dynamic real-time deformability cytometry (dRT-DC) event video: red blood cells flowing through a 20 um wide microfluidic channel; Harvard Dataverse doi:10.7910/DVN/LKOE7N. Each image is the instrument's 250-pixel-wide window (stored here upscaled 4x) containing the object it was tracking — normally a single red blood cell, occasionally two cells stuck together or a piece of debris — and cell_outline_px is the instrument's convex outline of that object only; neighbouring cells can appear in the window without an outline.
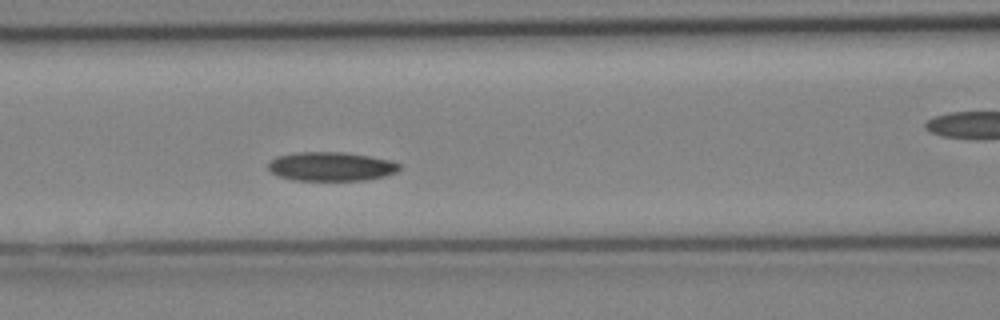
{"species": "Egyptian fruit bat (a non-hibernating species)", "species_latin": "Rousettus aegyptiacus", "temperature_condition": "cold", "stored_images_in_passage": 14, "camera_frame_rate_fps": 3000, "um_per_image_px": 0.085, "animal": {"sex": "female"}, "frame": {"image": 1, "passage_image": 5, "time_ms": 1.333, "image_size_px": [1000, 320], "cell_outline_px": [[400, 168], [396, 172], [384, 176], [368, 180], [296, 180], [280, 176], [272, 172], [268, 168], [268, 164], [276, 156], [296, 152], [344, 152], [392, 160], [400, 164]], "centroid_in_image_um": [28.16, 14.14], "position_along_channel_um": 138.4, "area_um2": 22.08}}
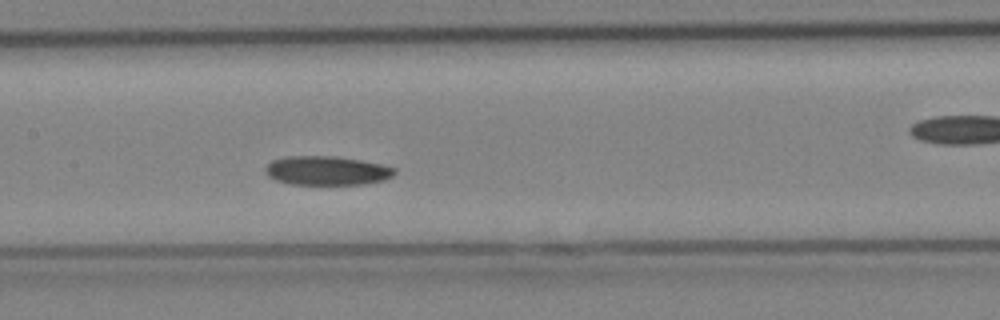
{"frame": {"image": 2, "passage_image": 7, "time_ms": 2.0, "image_size_px": [1000, 320], "cell_outline_px": [[396, 172], [392, 176], [384, 180], [364, 184], [292, 184], [276, 180], [268, 176], [264, 172], [264, 168], [272, 160], [288, 156], [336, 156], [360, 160], [380, 164], [396, 168]], "centroid_in_image_um": [27.77, 14.5], "position_along_channel_um": 179.6, "area_um2": 21.85}}
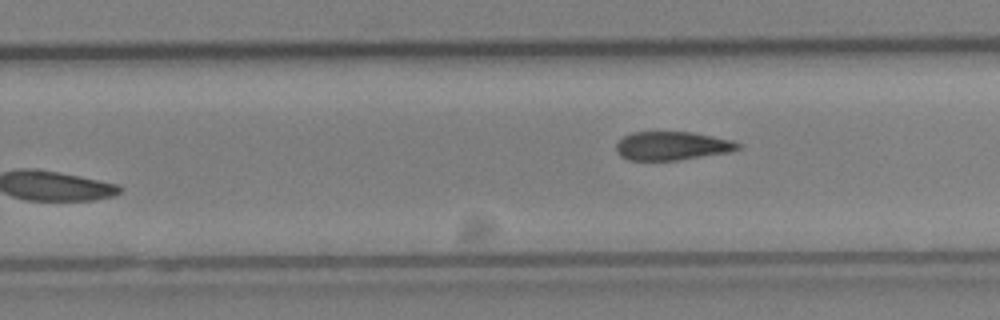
{"frame": {"image": 3, "passage_image": 14, "time_ms": 4.333, "image_size_px": [1000, 320], "cell_outline_px": [[740, 148], [732, 152], [676, 160], [628, 160], [620, 156], [616, 152], [616, 144], [624, 136], [632, 132], [692, 132], [732, 140], [740, 144]], "centroid_in_image_um": [57.12, 12.4], "position_along_channel_um": 272.7, "area_um2": 20.29}}